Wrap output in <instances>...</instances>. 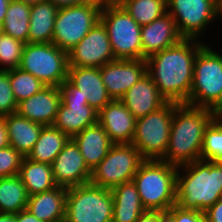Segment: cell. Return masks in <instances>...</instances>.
<instances>
[{
  "instance_id": "45",
  "label": "cell",
  "mask_w": 222,
  "mask_h": 222,
  "mask_svg": "<svg viewBox=\"0 0 222 222\" xmlns=\"http://www.w3.org/2000/svg\"><path fill=\"white\" fill-rule=\"evenodd\" d=\"M160 222H174V218L168 212H165L160 217Z\"/></svg>"
},
{
  "instance_id": "4",
  "label": "cell",
  "mask_w": 222,
  "mask_h": 222,
  "mask_svg": "<svg viewBox=\"0 0 222 222\" xmlns=\"http://www.w3.org/2000/svg\"><path fill=\"white\" fill-rule=\"evenodd\" d=\"M178 167L162 160L145 159L134 175L142 206L167 212L176 204Z\"/></svg>"
},
{
  "instance_id": "17",
  "label": "cell",
  "mask_w": 222,
  "mask_h": 222,
  "mask_svg": "<svg viewBox=\"0 0 222 222\" xmlns=\"http://www.w3.org/2000/svg\"><path fill=\"white\" fill-rule=\"evenodd\" d=\"M60 104L59 86H45L31 97L17 103L16 113L43 126H53Z\"/></svg>"
},
{
  "instance_id": "2",
  "label": "cell",
  "mask_w": 222,
  "mask_h": 222,
  "mask_svg": "<svg viewBox=\"0 0 222 222\" xmlns=\"http://www.w3.org/2000/svg\"><path fill=\"white\" fill-rule=\"evenodd\" d=\"M217 115L210 109L175 103L167 151L160 160L177 167L201 160L204 131Z\"/></svg>"
},
{
  "instance_id": "36",
  "label": "cell",
  "mask_w": 222,
  "mask_h": 222,
  "mask_svg": "<svg viewBox=\"0 0 222 222\" xmlns=\"http://www.w3.org/2000/svg\"><path fill=\"white\" fill-rule=\"evenodd\" d=\"M23 156L12 146L0 149V178L18 175Z\"/></svg>"
},
{
  "instance_id": "37",
  "label": "cell",
  "mask_w": 222,
  "mask_h": 222,
  "mask_svg": "<svg viewBox=\"0 0 222 222\" xmlns=\"http://www.w3.org/2000/svg\"><path fill=\"white\" fill-rule=\"evenodd\" d=\"M167 212L174 218V222H208L204 212L182 209L176 204Z\"/></svg>"
},
{
  "instance_id": "1",
  "label": "cell",
  "mask_w": 222,
  "mask_h": 222,
  "mask_svg": "<svg viewBox=\"0 0 222 222\" xmlns=\"http://www.w3.org/2000/svg\"><path fill=\"white\" fill-rule=\"evenodd\" d=\"M206 41L183 38L146 59L147 73L168 101L186 104L193 84L194 61Z\"/></svg>"
},
{
  "instance_id": "19",
  "label": "cell",
  "mask_w": 222,
  "mask_h": 222,
  "mask_svg": "<svg viewBox=\"0 0 222 222\" xmlns=\"http://www.w3.org/2000/svg\"><path fill=\"white\" fill-rule=\"evenodd\" d=\"M143 60L179 43L183 37L178 32L175 20L167 12L150 24L141 26Z\"/></svg>"
},
{
  "instance_id": "18",
  "label": "cell",
  "mask_w": 222,
  "mask_h": 222,
  "mask_svg": "<svg viewBox=\"0 0 222 222\" xmlns=\"http://www.w3.org/2000/svg\"><path fill=\"white\" fill-rule=\"evenodd\" d=\"M136 120L121 100H111L98 112V123L114 144L132 142Z\"/></svg>"
},
{
  "instance_id": "48",
  "label": "cell",
  "mask_w": 222,
  "mask_h": 222,
  "mask_svg": "<svg viewBox=\"0 0 222 222\" xmlns=\"http://www.w3.org/2000/svg\"><path fill=\"white\" fill-rule=\"evenodd\" d=\"M219 18L222 17V0H217Z\"/></svg>"
},
{
  "instance_id": "46",
  "label": "cell",
  "mask_w": 222,
  "mask_h": 222,
  "mask_svg": "<svg viewBox=\"0 0 222 222\" xmlns=\"http://www.w3.org/2000/svg\"><path fill=\"white\" fill-rule=\"evenodd\" d=\"M86 1L100 3V4L104 5V4H109V3L115 2L117 0H86Z\"/></svg>"
},
{
  "instance_id": "30",
  "label": "cell",
  "mask_w": 222,
  "mask_h": 222,
  "mask_svg": "<svg viewBox=\"0 0 222 222\" xmlns=\"http://www.w3.org/2000/svg\"><path fill=\"white\" fill-rule=\"evenodd\" d=\"M31 5L11 0L3 21L2 33L27 43Z\"/></svg>"
},
{
  "instance_id": "24",
  "label": "cell",
  "mask_w": 222,
  "mask_h": 222,
  "mask_svg": "<svg viewBox=\"0 0 222 222\" xmlns=\"http://www.w3.org/2000/svg\"><path fill=\"white\" fill-rule=\"evenodd\" d=\"M10 146L23 157H27L37 142L43 125L32 122L25 117L12 113L4 116Z\"/></svg>"
},
{
  "instance_id": "6",
  "label": "cell",
  "mask_w": 222,
  "mask_h": 222,
  "mask_svg": "<svg viewBox=\"0 0 222 222\" xmlns=\"http://www.w3.org/2000/svg\"><path fill=\"white\" fill-rule=\"evenodd\" d=\"M100 21L105 26L115 59H141V26L117 2L104 4Z\"/></svg>"
},
{
  "instance_id": "14",
  "label": "cell",
  "mask_w": 222,
  "mask_h": 222,
  "mask_svg": "<svg viewBox=\"0 0 222 222\" xmlns=\"http://www.w3.org/2000/svg\"><path fill=\"white\" fill-rule=\"evenodd\" d=\"M69 66L100 68L115 61L107 30L101 21L68 52Z\"/></svg>"
},
{
  "instance_id": "3",
  "label": "cell",
  "mask_w": 222,
  "mask_h": 222,
  "mask_svg": "<svg viewBox=\"0 0 222 222\" xmlns=\"http://www.w3.org/2000/svg\"><path fill=\"white\" fill-rule=\"evenodd\" d=\"M222 198V162L198 160L178 167L176 205L205 212Z\"/></svg>"
},
{
  "instance_id": "22",
  "label": "cell",
  "mask_w": 222,
  "mask_h": 222,
  "mask_svg": "<svg viewBox=\"0 0 222 222\" xmlns=\"http://www.w3.org/2000/svg\"><path fill=\"white\" fill-rule=\"evenodd\" d=\"M71 139L78 146L86 165L91 171L107 155L114 144L99 123L85 128Z\"/></svg>"
},
{
  "instance_id": "15",
  "label": "cell",
  "mask_w": 222,
  "mask_h": 222,
  "mask_svg": "<svg viewBox=\"0 0 222 222\" xmlns=\"http://www.w3.org/2000/svg\"><path fill=\"white\" fill-rule=\"evenodd\" d=\"M146 73V60L141 59H116L100 67L102 81L112 100H120Z\"/></svg>"
},
{
  "instance_id": "16",
  "label": "cell",
  "mask_w": 222,
  "mask_h": 222,
  "mask_svg": "<svg viewBox=\"0 0 222 222\" xmlns=\"http://www.w3.org/2000/svg\"><path fill=\"white\" fill-rule=\"evenodd\" d=\"M51 165L57 186L68 189L89 183L91 180L92 171L86 165L78 146L71 138Z\"/></svg>"
},
{
  "instance_id": "29",
  "label": "cell",
  "mask_w": 222,
  "mask_h": 222,
  "mask_svg": "<svg viewBox=\"0 0 222 222\" xmlns=\"http://www.w3.org/2000/svg\"><path fill=\"white\" fill-rule=\"evenodd\" d=\"M29 195L19 175L0 178V212L16 214L26 209Z\"/></svg>"
},
{
  "instance_id": "25",
  "label": "cell",
  "mask_w": 222,
  "mask_h": 222,
  "mask_svg": "<svg viewBox=\"0 0 222 222\" xmlns=\"http://www.w3.org/2000/svg\"><path fill=\"white\" fill-rule=\"evenodd\" d=\"M113 195L112 222H136L146 210L141 203L138 189L133 181L111 189Z\"/></svg>"
},
{
  "instance_id": "5",
  "label": "cell",
  "mask_w": 222,
  "mask_h": 222,
  "mask_svg": "<svg viewBox=\"0 0 222 222\" xmlns=\"http://www.w3.org/2000/svg\"><path fill=\"white\" fill-rule=\"evenodd\" d=\"M212 48L205 44L195 58L193 84L186 104L222 114V53Z\"/></svg>"
},
{
  "instance_id": "7",
  "label": "cell",
  "mask_w": 222,
  "mask_h": 222,
  "mask_svg": "<svg viewBox=\"0 0 222 222\" xmlns=\"http://www.w3.org/2000/svg\"><path fill=\"white\" fill-rule=\"evenodd\" d=\"M113 195L110 189L91 182L67 189L66 222H112Z\"/></svg>"
},
{
  "instance_id": "35",
  "label": "cell",
  "mask_w": 222,
  "mask_h": 222,
  "mask_svg": "<svg viewBox=\"0 0 222 222\" xmlns=\"http://www.w3.org/2000/svg\"><path fill=\"white\" fill-rule=\"evenodd\" d=\"M17 102L14 98L9 79V70H0V116L16 113Z\"/></svg>"
},
{
  "instance_id": "21",
  "label": "cell",
  "mask_w": 222,
  "mask_h": 222,
  "mask_svg": "<svg viewBox=\"0 0 222 222\" xmlns=\"http://www.w3.org/2000/svg\"><path fill=\"white\" fill-rule=\"evenodd\" d=\"M67 80L80 90L97 112L112 100L102 81L100 68L69 66Z\"/></svg>"
},
{
  "instance_id": "47",
  "label": "cell",
  "mask_w": 222,
  "mask_h": 222,
  "mask_svg": "<svg viewBox=\"0 0 222 222\" xmlns=\"http://www.w3.org/2000/svg\"><path fill=\"white\" fill-rule=\"evenodd\" d=\"M26 4H30V5H33V4H37V3H40V2H43V1H46V0H20Z\"/></svg>"
},
{
  "instance_id": "32",
  "label": "cell",
  "mask_w": 222,
  "mask_h": 222,
  "mask_svg": "<svg viewBox=\"0 0 222 222\" xmlns=\"http://www.w3.org/2000/svg\"><path fill=\"white\" fill-rule=\"evenodd\" d=\"M201 160L222 162V115L218 114L204 131Z\"/></svg>"
},
{
  "instance_id": "13",
  "label": "cell",
  "mask_w": 222,
  "mask_h": 222,
  "mask_svg": "<svg viewBox=\"0 0 222 222\" xmlns=\"http://www.w3.org/2000/svg\"><path fill=\"white\" fill-rule=\"evenodd\" d=\"M61 104L53 126L70 138L98 123V112L68 80L59 86Z\"/></svg>"
},
{
  "instance_id": "40",
  "label": "cell",
  "mask_w": 222,
  "mask_h": 222,
  "mask_svg": "<svg viewBox=\"0 0 222 222\" xmlns=\"http://www.w3.org/2000/svg\"><path fill=\"white\" fill-rule=\"evenodd\" d=\"M9 145L10 143L5 118L0 116V149L6 148Z\"/></svg>"
},
{
  "instance_id": "41",
  "label": "cell",
  "mask_w": 222,
  "mask_h": 222,
  "mask_svg": "<svg viewBox=\"0 0 222 222\" xmlns=\"http://www.w3.org/2000/svg\"><path fill=\"white\" fill-rule=\"evenodd\" d=\"M15 217L16 222H43L26 209L16 213Z\"/></svg>"
},
{
  "instance_id": "20",
  "label": "cell",
  "mask_w": 222,
  "mask_h": 222,
  "mask_svg": "<svg viewBox=\"0 0 222 222\" xmlns=\"http://www.w3.org/2000/svg\"><path fill=\"white\" fill-rule=\"evenodd\" d=\"M120 100L136 119L145 117L168 102L148 73L142 76Z\"/></svg>"
},
{
  "instance_id": "44",
  "label": "cell",
  "mask_w": 222,
  "mask_h": 222,
  "mask_svg": "<svg viewBox=\"0 0 222 222\" xmlns=\"http://www.w3.org/2000/svg\"><path fill=\"white\" fill-rule=\"evenodd\" d=\"M0 222H16L15 214L0 212Z\"/></svg>"
},
{
  "instance_id": "43",
  "label": "cell",
  "mask_w": 222,
  "mask_h": 222,
  "mask_svg": "<svg viewBox=\"0 0 222 222\" xmlns=\"http://www.w3.org/2000/svg\"><path fill=\"white\" fill-rule=\"evenodd\" d=\"M11 0H0V25H3L4 18Z\"/></svg>"
},
{
  "instance_id": "27",
  "label": "cell",
  "mask_w": 222,
  "mask_h": 222,
  "mask_svg": "<svg viewBox=\"0 0 222 222\" xmlns=\"http://www.w3.org/2000/svg\"><path fill=\"white\" fill-rule=\"evenodd\" d=\"M18 175L29 196L57 187L53 178L51 164L39 163L23 157Z\"/></svg>"
},
{
  "instance_id": "8",
  "label": "cell",
  "mask_w": 222,
  "mask_h": 222,
  "mask_svg": "<svg viewBox=\"0 0 222 222\" xmlns=\"http://www.w3.org/2000/svg\"><path fill=\"white\" fill-rule=\"evenodd\" d=\"M19 68L46 86H61L68 77V52L51 43H26Z\"/></svg>"
},
{
  "instance_id": "42",
  "label": "cell",
  "mask_w": 222,
  "mask_h": 222,
  "mask_svg": "<svg viewBox=\"0 0 222 222\" xmlns=\"http://www.w3.org/2000/svg\"><path fill=\"white\" fill-rule=\"evenodd\" d=\"M46 1L51 2L54 6H57L58 8L80 5L87 2L86 0H46Z\"/></svg>"
},
{
  "instance_id": "12",
  "label": "cell",
  "mask_w": 222,
  "mask_h": 222,
  "mask_svg": "<svg viewBox=\"0 0 222 222\" xmlns=\"http://www.w3.org/2000/svg\"><path fill=\"white\" fill-rule=\"evenodd\" d=\"M167 12L185 39L203 40L205 29L219 18L217 0H167Z\"/></svg>"
},
{
  "instance_id": "23",
  "label": "cell",
  "mask_w": 222,
  "mask_h": 222,
  "mask_svg": "<svg viewBox=\"0 0 222 222\" xmlns=\"http://www.w3.org/2000/svg\"><path fill=\"white\" fill-rule=\"evenodd\" d=\"M67 188L57 186L52 190L29 196L26 210L43 222L65 220Z\"/></svg>"
},
{
  "instance_id": "34",
  "label": "cell",
  "mask_w": 222,
  "mask_h": 222,
  "mask_svg": "<svg viewBox=\"0 0 222 222\" xmlns=\"http://www.w3.org/2000/svg\"><path fill=\"white\" fill-rule=\"evenodd\" d=\"M25 44L9 35L0 34V70L19 68Z\"/></svg>"
},
{
  "instance_id": "9",
  "label": "cell",
  "mask_w": 222,
  "mask_h": 222,
  "mask_svg": "<svg viewBox=\"0 0 222 222\" xmlns=\"http://www.w3.org/2000/svg\"><path fill=\"white\" fill-rule=\"evenodd\" d=\"M174 110L175 103L167 102L163 107L136 120L131 144L144 159L160 160L165 155Z\"/></svg>"
},
{
  "instance_id": "11",
  "label": "cell",
  "mask_w": 222,
  "mask_h": 222,
  "mask_svg": "<svg viewBox=\"0 0 222 222\" xmlns=\"http://www.w3.org/2000/svg\"><path fill=\"white\" fill-rule=\"evenodd\" d=\"M145 159L131 143L113 144L107 155L92 170L90 182L106 189L133 181Z\"/></svg>"
},
{
  "instance_id": "10",
  "label": "cell",
  "mask_w": 222,
  "mask_h": 222,
  "mask_svg": "<svg viewBox=\"0 0 222 222\" xmlns=\"http://www.w3.org/2000/svg\"><path fill=\"white\" fill-rule=\"evenodd\" d=\"M102 4L85 2L80 5L58 8L52 43L69 52L100 21Z\"/></svg>"
},
{
  "instance_id": "38",
  "label": "cell",
  "mask_w": 222,
  "mask_h": 222,
  "mask_svg": "<svg viewBox=\"0 0 222 222\" xmlns=\"http://www.w3.org/2000/svg\"><path fill=\"white\" fill-rule=\"evenodd\" d=\"M204 214L208 222H222V198L207 209Z\"/></svg>"
},
{
  "instance_id": "33",
  "label": "cell",
  "mask_w": 222,
  "mask_h": 222,
  "mask_svg": "<svg viewBox=\"0 0 222 222\" xmlns=\"http://www.w3.org/2000/svg\"><path fill=\"white\" fill-rule=\"evenodd\" d=\"M9 79L17 103L31 97L46 86L35 76L20 68L9 70Z\"/></svg>"
},
{
  "instance_id": "28",
  "label": "cell",
  "mask_w": 222,
  "mask_h": 222,
  "mask_svg": "<svg viewBox=\"0 0 222 222\" xmlns=\"http://www.w3.org/2000/svg\"><path fill=\"white\" fill-rule=\"evenodd\" d=\"M69 139L66 133L54 126H44L27 158L39 163L52 164Z\"/></svg>"
},
{
  "instance_id": "26",
  "label": "cell",
  "mask_w": 222,
  "mask_h": 222,
  "mask_svg": "<svg viewBox=\"0 0 222 222\" xmlns=\"http://www.w3.org/2000/svg\"><path fill=\"white\" fill-rule=\"evenodd\" d=\"M58 7L49 1L31 5L27 43H51Z\"/></svg>"
},
{
  "instance_id": "31",
  "label": "cell",
  "mask_w": 222,
  "mask_h": 222,
  "mask_svg": "<svg viewBox=\"0 0 222 222\" xmlns=\"http://www.w3.org/2000/svg\"><path fill=\"white\" fill-rule=\"evenodd\" d=\"M140 26L167 13V0H117Z\"/></svg>"
},
{
  "instance_id": "39",
  "label": "cell",
  "mask_w": 222,
  "mask_h": 222,
  "mask_svg": "<svg viewBox=\"0 0 222 222\" xmlns=\"http://www.w3.org/2000/svg\"><path fill=\"white\" fill-rule=\"evenodd\" d=\"M165 213L161 210H145L136 222H160V217Z\"/></svg>"
}]
</instances>
